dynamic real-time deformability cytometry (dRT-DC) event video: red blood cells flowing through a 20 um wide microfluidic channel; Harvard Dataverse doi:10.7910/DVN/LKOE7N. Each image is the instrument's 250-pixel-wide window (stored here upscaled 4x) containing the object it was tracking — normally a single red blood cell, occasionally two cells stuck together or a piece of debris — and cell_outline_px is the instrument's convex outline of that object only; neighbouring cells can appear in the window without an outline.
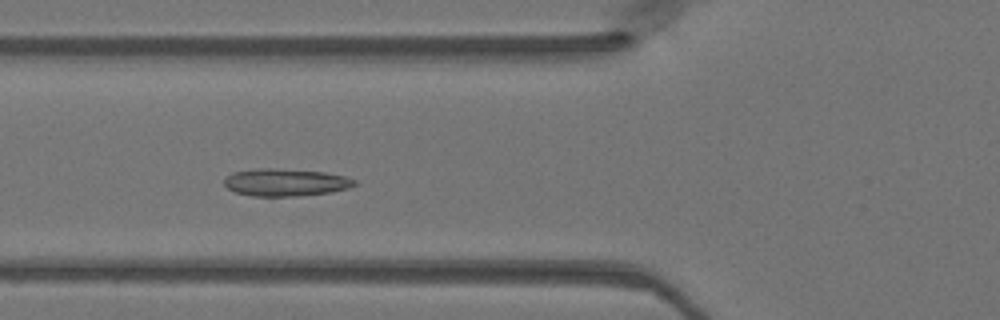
{"species": "Egyptian fruit bat (a non-hibernating species)", "species_latin": "Rousettus aegyptiacus", "temperature_condition": "warm", "stored_images_in_passage": 31, "camera_frame_rate_fps": 3000, "um_per_image_px": 0.085, "animal": {"sex": "female"}, "frame": {"image": 1, "passage_image": 15, "time_ms": 4.667, "image_size_px": [1000, 320], "cell_outline_px": [[356, 184], [348, 188], [332, 192], [300, 196], [252, 196], [236, 192], [228, 188], [224, 184], [224, 180], [232, 172], [256, 168], [276, 168], [324, 172], [344, 176], [356, 180]], "centroid_in_image_um": [24.27, 15.5], "position_along_channel_um": 101.5, "area_um2": 20.87}}
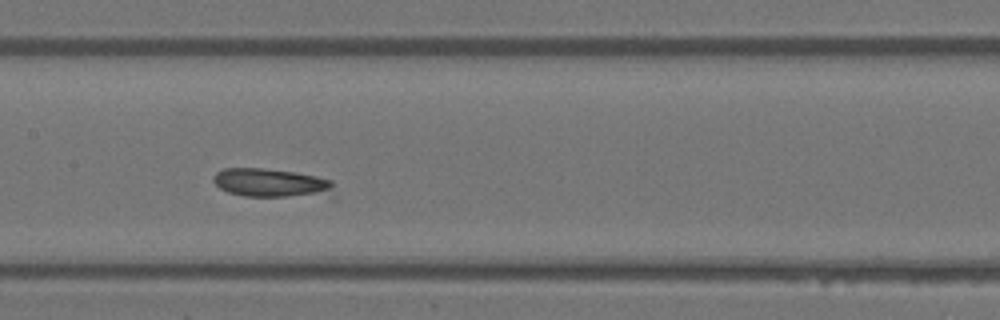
{"frame": {"image": 2, "passage_image": 21, "time_ms": 6.667, "image_size_px": [1000, 320], "cell_outline_px": [[336, 200], [244, 196], [228, 192], [220, 188], [212, 180], [212, 176], [216, 172], [224, 168], [260, 168], [292, 172], [316, 176], [332, 180], [336, 196]], "centroid_in_image_um": [23.28, 15.63], "position_along_channel_um": 184.1, "area_um2": 21.62}}
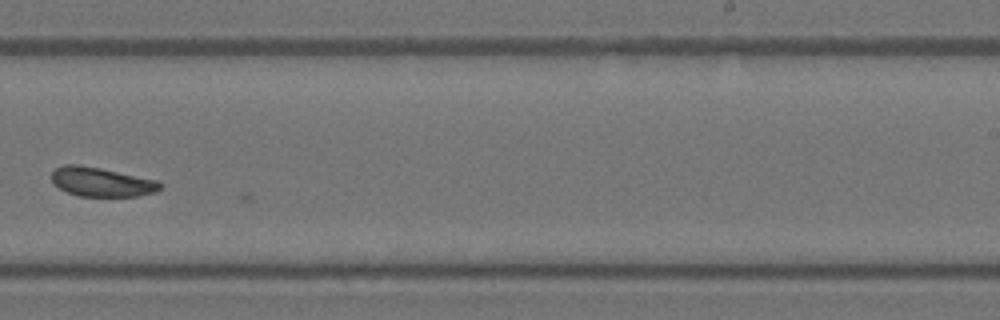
{"frame": {"image": 3, "passage_image": 28, "time_ms": 9.0, "image_size_px": [1000, 320], "cell_outline_px": [[164, 184], [156, 192], [136, 196], [80, 196], [68, 192], [52, 184], [52, 172], [56, 168], [64, 164], [80, 164], [100, 168], [156, 180]], "centroid_in_image_um": [8.61, 15.46], "position_along_channel_um": 280.4, "area_um2": 18.38}}